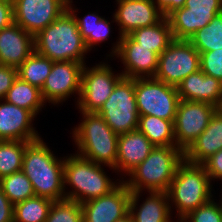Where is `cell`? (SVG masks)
Listing matches in <instances>:
<instances>
[{"instance_id": "cell-24", "label": "cell", "mask_w": 222, "mask_h": 222, "mask_svg": "<svg viewBox=\"0 0 222 222\" xmlns=\"http://www.w3.org/2000/svg\"><path fill=\"white\" fill-rule=\"evenodd\" d=\"M72 2L67 3V9L74 15L78 30L85 41V45L89 51L99 43L105 42L110 35V23L107 19L94 13H88L83 18L77 17L76 9L73 8ZM74 9V10H73Z\"/></svg>"}, {"instance_id": "cell-29", "label": "cell", "mask_w": 222, "mask_h": 222, "mask_svg": "<svg viewBox=\"0 0 222 222\" xmlns=\"http://www.w3.org/2000/svg\"><path fill=\"white\" fill-rule=\"evenodd\" d=\"M53 200L34 196L14 205L13 222H45Z\"/></svg>"}, {"instance_id": "cell-38", "label": "cell", "mask_w": 222, "mask_h": 222, "mask_svg": "<svg viewBox=\"0 0 222 222\" xmlns=\"http://www.w3.org/2000/svg\"><path fill=\"white\" fill-rule=\"evenodd\" d=\"M14 22L13 1L0 0V30Z\"/></svg>"}, {"instance_id": "cell-22", "label": "cell", "mask_w": 222, "mask_h": 222, "mask_svg": "<svg viewBox=\"0 0 222 222\" xmlns=\"http://www.w3.org/2000/svg\"><path fill=\"white\" fill-rule=\"evenodd\" d=\"M143 191L131 192L129 213L134 222H172L171 208L167 192L149 191V197L139 204L140 194ZM171 212V213H170Z\"/></svg>"}, {"instance_id": "cell-42", "label": "cell", "mask_w": 222, "mask_h": 222, "mask_svg": "<svg viewBox=\"0 0 222 222\" xmlns=\"http://www.w3.org/2000/svg\"><path fill=\"white\" fill-rule=\"evenodd\" d=\"M66 3H70L72 2V0H64Z\"/></svg>"}, {"instance_id": "cell-8", "label": "cell", "mask_w": 222, "mask_h": 222, "mask_svg": "<svg viewBox=\"0 0 222 222\" xmlns=\"http://www.w3.org/2000/svg\"><path fill=\"white\" fill-rule=\"evenodd\" d=\"M97 113L118 135L136 130L140 115L136 104L134 78L123 77Z\"/></svg>"}, {"instance_id": "cell-21", "label": "cell", "mask_w": 222, "mask_h": 222, "mask_svg": "<svg viewBox=\"0 0 222 222\" xmlns=\"http://www.w3.org/2000/svg\"><path fill=\"white\" fill-rule=\"evenodd\" d=\"M154 148L155 146L138 129L120 134L115 173L122 172L128 175L148 157Z\"/></svg>"}, {"instance_id": "cell-23", "label": "cell", "mask_w": 222, "mask_h": 222, "mask_svg": "<svg viewBox=\"0 0 222 222\" xmlns=\"http://www.w3.org/2000/svg\"><path fill=\"white\" fill-rule=\"evenodd\" d=\"M222 149V108H218L206 129L184 152V159L202 164L207 158Z\"/></svg>"}, {"instance_id": "cell-11", "label": "cell", "mask_w": 222, "mask_h": 222, "mask_svg": "<svg viewBox=\"0 0 222 222\" xmlns=\"http://www.w3.org/2000/svg\"><path fill=\"white\" fill-rule=\"evenodd\" d=\"M217 109L206 102L180 100L173 123L176 147L185 152L206 129Z\"/></svg>"}, {"instance_id": "cell-28", "label": "cell", "mask_w": 222, "mask_h": 222, "mask_svg": "<svg viewBox=\"0 0 222 222\" xmlns=\"http://www.w3.org/2000/svg\"><path fill=\"white\" fill-rule=\"evenodd\" d=\"M53 62L34 51L17 68L18 77L41 90L46 78L50 74Z\"/></svg>"}, {"instance_id": "cell-39", "label": "cell", "mask_w": 222, "mask_h": 222, "mask_svg": "<svg viewBox=\"0 0 222 222\" xmlns=\"http://www.w3.org/2000/svg\"><path fill=\"white\" fill-rule=\"evenodd\" d=\"M14 205L0 188V222H13Z\"/></svg>"}, {"instance_id": "cell-14", "label": "cell", "mask_w": 222, "mask_h": 222, "mask_svg": "<svg viewBox=\"0 0 222 222\" xmlns=\"http://www.w3.org/2000/svg\"><path fill=\"white\" fill-rule=\"evenodd\" d=\"M84 65L76 61L53 62L41 89L45 104L47 101L53 105L62 103L75 93L80 97Z\"/></svg>"}, {"instance_id": "cell-18", "label": "cell", "mask_w": 222, "mask_h": 222, "mask_svg": "<svg viewBox=\"0 0 222 222\" xmlns=\"http://www.w3.org/2000/svg\"><path fill=\"white\" fill-rule=\"evenodd\" d=\"M34 118L29 110L0 100V141L32 142L41 138L33 127Z\"/></svg>"}, {"instance_id": "cell-2", "label": "cell", "mask_w": 222, "mask_h": 222, "mask_svg": "<svg viewBox=\"0 0 222 222\" xmlns=\"http://www.w3.org/2000/svg\"><path fill=\"white\" fill-rule=\"evenodd\" d=\"M34 51L51 61L85 63L88 49L74 15L67 9L53 23L34 36Z\"/></svg>"}, {"instance_id": "cell-3", "label": "cell", "mask_w": 222, "mask_h": 222, "mask_svg": "<svg viewBox=\"0 0 222 222\" xmlns=\"http://www.w3.org/2000/svg\"><path fill=\"white\" fill-rule=\"evenodd\" d=\"M82 122L73 130V140L77 145V154L115 171L118 155V134L97 112L80 111Z\"/></svg>"}, {"instance_id": "cell-27", "label": "cell", "mask_w": 222, "mask_h": 222, "mask_svg": "<svg viewBox=\"0 0 222 222\" xmlns=\"http://www.w3.org/2000/svg\"><path fill=\"white\" fill-rule=\"evenodd\" d=\"M156 146H176L173 122L156 116L140 115L138 128Z\"/></svg>"}, {"instance_id": "cell-5", "label": "cell", "mask_w": 222, "mask_h": 222, "mask_svg": "<svg viewBox=\"0 0 222 222\" xmlns=\"http://www.w3.org/2000/svg\"><path fill=\"white\" fill-rule=\"evenodd\" d=\"M212 186L202 164L184 159L179 164L167 191L169 202L172 203L170 208L175 206L178 213L177 220L180 221L189 212L210 201L214 197L211 193Z\"/></svg>"}, {"instance_id": "cell-35", "label": "cell", "mask_w": 222, "mask_h": 222, "mask_svg": "<svg viewBox=\"0 0 222 222\" xmlns=\"http://www.w3.org/2000/svg\"><path fill=\"white\" fill-rule=\"evenodd\" d=\"M200 69L209 76L222 82V48L200 53Z\"/></svg>"}, {"instance_id": "cell-13", "label": "cell", "mask_w": 222, "mask_h": 222, "mask_svg": "<svg viewBox=\"0 0 222 222\" xmlns=\"http://www.w3.org/2000/svg\"><path fill=\"white\" fill-rule=\"evenodd\" d=\"M110 52V57L121 59L125 66L121 73L125 78L154 77L159 55L138 44L130 35L119 36Z\"/></svg>"}, {"instance_id": "cell-7", "label": "cell", "mask_w": 222, "mask_h": 222, "mask_svg": "<svg viewBox=\"0 0 222 222\" xmlns=\"http://www.w3.org/2000/svg\"><path fill=\"white\" fill-rule=\"evenodd\" d=\"M139 115L156 116L174 123L180 101L177 87L154 77L134 78Z\"/></svg>"}, {"instance_id": "cell-20", "label": "cell", "mask_w": 222, "mask_h": 222, "mask_svg": "<svg viewBox=\"0 0 222 222\" xmlns=\"http://www.w3.org/2000/svg\"><path fill=\"white\" fill-rule=\"evenodd\" d=\"M177 90L180 100L206 102L222 108V82L201 69L184 78Z\"/></svg>"}, {"instance_id": "cell-33", "label": "cell", "mask_w": 222, "mask_h": 222, "mask_svg": "<svg viewBox=\"0 0 222 222\" xmlns=\"http://www.w3.org/2000/svg\"><path fill=\"white\" fill-rule=\"evenodd\" d=\"M80 203L71 199L53 201L45 222H83Z\"/></svg>"}, {"instance_id": "cell-30", "label": "cell", "mask_w": 222, "mask_h": 222, "mask_svg": "<svg viewBox=\"0 0 222 222\" xmlns=\"http://www.w3.org/2000/svg\"><path fill=\"white\" fill-rule=\"evenodd\" d=\"M188 41L199 53L222 48V12L216 14L208 25L196 31Z\"/></svg>"}, {"instance_id": "cell-16", "label": "cell", "mask_w": 222, "mask_h": 222, "mask_svg": "<svg viewBox=\"0 0 222 222\" xmlns=\"http://www.w3.org/2000/svg\"><path fill=\"white\" fill-rule=\"evenodd\" d=\"M131 190L120 183L108 194L81 204L83 222H115L129 213Z\"/></svg>"}, {"instance_id": "cell-34", "label": "cell", "mask_w": 222, "mask_h": 222, "mask_svg": "<svg viewBox=\"0 0 222 222\" xmlns=\"http://www.w3.org/2000/svg\"><path fill=\"white\" fill-rule=\"evenodd\" d=\"M214 200L212 198L207 203L189 212L180 222H222V201L216 203Z\"/></svg>"}, {"instance_id": "cell-19", "label": "cell", "mask_w": 222, "mask_h": 222, "mask_svg": "<svg viewBox=\"0 0 222 222\" xmlns=\"http://www.w3.org/2000/svg\"><path fill=\"white\" fill-rule=\"evenodd\" d=\"M34 52V36L17 23L0 30V65L18 68Z\"/></svg>"}, {"instance_id": "cell-41", "label": "cell", "mask_w": 222, "mask_h": 222, "mask_svg": "<svg viewBox=\"0 0 222 222\" xmlns=\"http://www.w3.org/2000/svg\"><path fill=\"white\" fill-rule=\"evenodd\" d=\"M115 222H134L130 213Z\"/></svg>"}, {"instance_id": "cell-37", "label": "cell", "mask_w": 222, "mask_h": 222, "mask_svg": "<svg viewBox=\"0 0 222 222\" xmlns=\"http://www.w3.org/2000/svg\"><path fill=\"white\" fill-rule=\"evenodd\" d=\"M17 77V68L0 65V100L4 99Z\"/></svg>"}, {"instance_id": "cell-4", "label": "cell", "mask_w": 222, "mask_h": 222, "mask_svg": "<svg viewBox=\"0 0 222 222\" xmlns=\"http://www.w3.org/2000/svg\"><path fill=\"white\" fill-rule=\"evenodd\" d=\"M184 152L176 146H156L148 157L137 165L123 182L131 192L142 190L167 192Z\"/></svg>"}, {"instance_id": "cell-15", "label": "cell", "mask_w": 222, "mask_h": 222, "mask_svg": "<svg viewBox=\"0 0 222 222\" xmlns=\"http://www.w3.org/2000/svg\"><path fill=\"white\" fill-rule=\"evenodd\" d=\"M14 22L35 36L53 23L65 10L64 0H12Z\"/></svg>"}, {"instance_id": "cell-1", "label": "cell", "mask_w": 222, "mask_h": 222, "mask_svg": "<svg viewBox=\"0 0 222 222\" xmlns=\"http://www.w3.org/2000/svg\"><path fill=\"white\" fill-rule=\"evenodd\" d=\"M62 158H56L42 138L26 145L22 171L31 181L36 196L53 201L66 198L64 190L65 157Z\"/></svg>"}, {"instance_id": "cell-36", "label": "cell", "mask_w": 222, "mask_h": 222, "mask_svg": "<svg viewBox=\"0 0 222 222\" xmlns=\"http://www.w3.org/2000/svg\"><path fill=\"white\" fill-rule=\"evenodd\" d=\"M210 180L222 179V149L211 155L202 163ZM222 181V180H221Z\"/></svg>"}, {"instance_id": "cell-12", "label": "cell", "mask_w": 222, "mask_h": 222, "mask_svg": "<svg viewBox=\"0 0 222 222\" xmlns=\"http://www.w3.org/2000/svg\"><path fill=\"white\" fill-rule=\"evenodd\" d=\"M222 12V0H185L184 7L171 12L167 19L176 40H189Z\"/></svg>"}, {"instance_id": "cell-26", "label": "cell", "mask_w": 222, "mask_h": 222, "mask_svg": "<svg viewBox=\"0 0 222 222\" xmlns=\"http://www.w3.org/2000/svg\"><path fill=\"white\" fill-rule=\"evenodd\" d=\"M4 100L20 108L29 110L35 117L45 105L41 90L28 82L16 78Z\"/></svg>"}, {"instance_id": "cell-17", "label": "cell", "mask_w": 222, "mask_h": 222, "mask_svg": "<svg viewBox=\"0 0 222 222\" xmlns=\"http://www.w3.org/2000/svg\"><path fill=\"white\" fill-rule=\"evenodd\" d=\"M118 8L113 14L119 26V35H129L138 28L160 22L164 16L153 0H116Z\"/></svg>"}, {"instance_id": "cell-6", "label": "cell", "mask_w": 222, "mask_h": 222, "mask_svg": "<svg viewBox=\"0 0 222 222\" xmlns=\"http://www.w3.org/2000/svg\"><path fill=\"white\" fill-rule=\"evenodd\" d=\"M102 167V165L94 163L77 153L65 157L64 190L66 198L82 204L106 195L113 190L120 181L113 182ZM67 184L70 185V188L72 187V191L66 192Z\"/></svg>"}, {"instance_id": "cell-31", "label": "cell", "mask_w": 222, "mask_h": 222, "mask_svg": "<svg viewBox=\"0 0 222 222\" xmlns=\"http://www.w3.org/2000/svg\"><path fill=\"white\" fill-rule=\"evenodd\" d=\"M27 141H0V179L22 170Z\"/></svg>"}, {"instance_id": "cell-25", "label": "cell", "mask_w": 222, "mask_h": 222, "mask_svg": "<svg viewBox=\"0 0 222 222\" xmlns=\"http://www.w3.org/2000/svg\"><path fill=\"white\" fill-rule=\"evenodd\" d=\"M138 44L160 55L174 40L167 17L151 26L138 28L129 34Z\"/></svg>"}, {"instance_id": "cell-10", "label": "cell", "mask_w": 222, "mask_h": 222, "mask_svg": "<svg viewBox=\"0 0 222 222\" xmlns=\"http://www.w3.org/2000/svg\"><path fill=\"white\" fill-rule=\"evenodd\" d=\"M114 74L112 67L104 62L91 68L84 65L81 93L77 100L80 111L97 112L101 108L116 84L124 77L122 73Z\"/></svg>"}, {"instance_id": "cell-40", "label": "cell", "mask_w": 222, "mask_h": 222, "mask_svg": "<svg viewBox=\"0 0 222 222\" xmlns=\"http://www.w3.org/2000/svg\"><path fill=\"white\" fill-rule=\"evenodd\" d=\"M153 2L164 17H167L174 10L184 7L185 4V0H153Z\"/></svg>"}, {"instance_id": "cell-9", "label": "cell", "mask_w": 222, "mask_h": 222, "mask_svg": "<svg viewBox=\"0 0 222 222\" xmlns=\"http://www.w3.org/2000/svg\"><path fill=\"white\" fill-rule=\"evenodd\" d=\"M200 69V53L188 40L174 39L159 55L154 78L177 87Z\"/></svg>"}, {"instance_id": "cell-32", "label": "cell", "mask_w": 222, "mask_h": 222, "mask_svg": "<svg viewBox=\"0 0 222 222\" xmlns=\"http://www.w3.org/2000/svg\"><path fill=\"white\" fill-rule=\"evenodd\" d=\"M0 188L13 205L36 196L31 181L22 170L2 177Z\"/></svg>"}]
</instances>
